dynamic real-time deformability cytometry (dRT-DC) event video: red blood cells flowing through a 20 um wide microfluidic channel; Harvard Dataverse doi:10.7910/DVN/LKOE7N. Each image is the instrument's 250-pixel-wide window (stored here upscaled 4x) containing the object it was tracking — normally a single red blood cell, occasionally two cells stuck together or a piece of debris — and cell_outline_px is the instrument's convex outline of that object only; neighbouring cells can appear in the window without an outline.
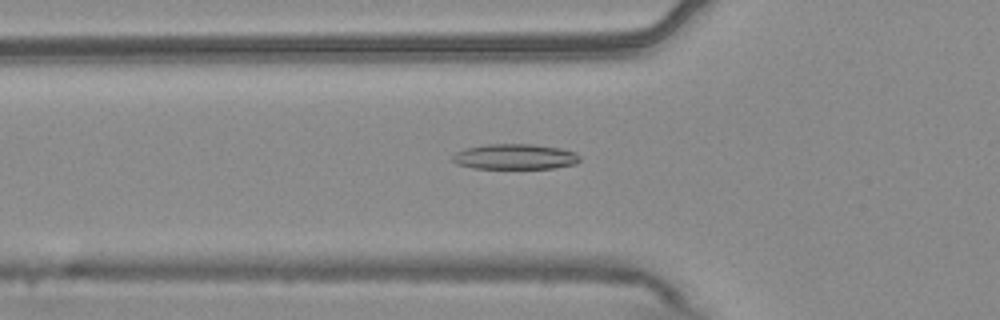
{"species": "common noctule bat (a hibernating species)", "species_latin": "Nyctalus noctula", "temperature_condition": "warm", "stored_images_in_passage": 55, "camera_frame_rate_fps": 3000, "um_per_image_px": 0.085, "animal": {"sex": "male", "body_mass_g": 20.4}, "frame": {"image": 1, "passage_image": 19, "time_ms": 6.0, "image_size_px": [1000, 320], "cell_outline_px": [[580, 160], [576, 164], [556, 168], [472, 168], [456, 164], [452, 160], [452, 156], [456, 152], [464, 148], [488, 144], [532, 144], [560, 148], [576, 152], [580, 156]], "centroid_in_image_um": [43.78, 13.32], "position_along_channel_um": 82.0, "area_um2": 18.96}}
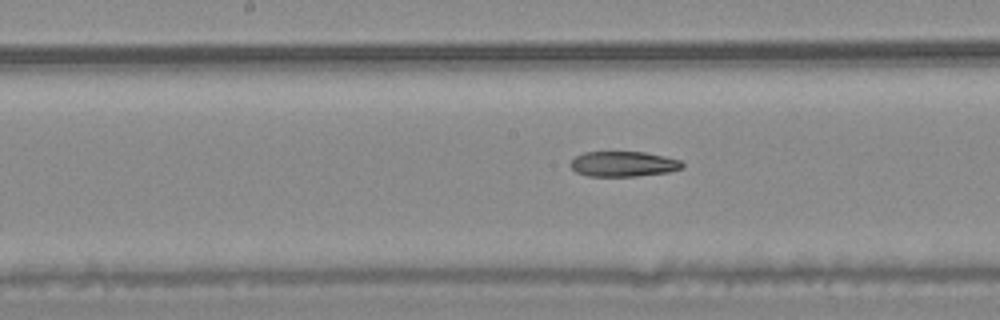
{"frame": {"image": 2, "passage_image": 28, "time_ms": 9.0, "image_size_px": [1000, 320], "cell_outline_px": [[684, 168], [668, 172], [636, 176], [588, 176], [576, 172], [568, 164], [576, 156], [584, 152], [644, 152], [664, 156], [680, 160], [684, 164]], "centroid_in_image_um": [52.99, 13.94], "position_along_channel_um": 195.2, "area_um2": 16.47}}
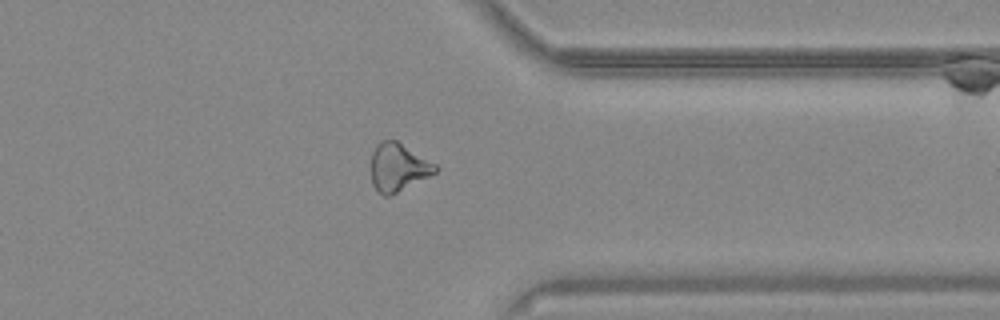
{"frame": {"image": 3, "passage_image": 43, "time_ms": 14.0, "image_size_px": [1000, 320], "cell_outline_px": [[440, 168], [436, 172], [388, 196], [384, 196], [372, 184], [372, 152], [376, 144], [380, 140], [396, 140], [436, 164]], "centroid_in_image_um": [33.84, 14.19], "position_along_channel_um": 377.6, "area_um2": 17.57}}